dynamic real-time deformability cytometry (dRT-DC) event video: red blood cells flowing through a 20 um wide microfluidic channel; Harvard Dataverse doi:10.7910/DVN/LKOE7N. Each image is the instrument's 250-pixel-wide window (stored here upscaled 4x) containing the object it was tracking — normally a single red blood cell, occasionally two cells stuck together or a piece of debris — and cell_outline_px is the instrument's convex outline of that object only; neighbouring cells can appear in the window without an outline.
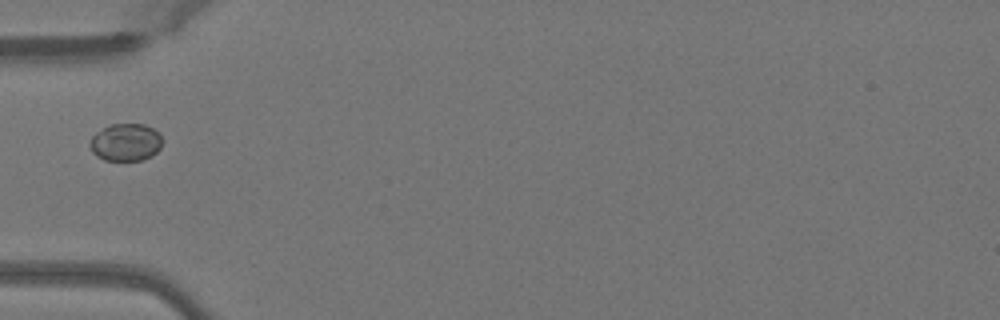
{"species": "Egyptian fruit bat (a non-hibernating species)", "species_latin": "Rousettus aegyptiacus", "temperature_condition": "warm", "stored_images_in_passage": 29, "camera_frame_rate_fps": 3000, "um_per_image_px": 0.085, "animal": {"sex": "female"}, "frame": {"image": 1, "passage_image": 1, "time_ms": 0.0, "image_size_px": [1000, 320], "cell_outline_px": [[164, 140], [160, 148], [152, 156], [144, 160], [104, 160], [96, 156], [92, 152], [88, 144], [92, 136], [96, 132], [112, 124], [144, 124], [152, 128]], "centroid_in_image_um": [10.68, 12.11], "position_along_channel_um": 74.3, "area_um2": 15.9}}
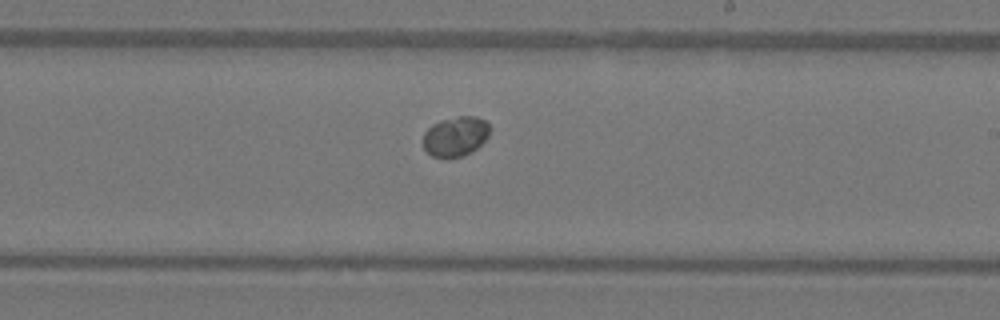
{"frame": {"image": 2, "passage_image": 14, "time_ms": 4.333, "image_size_px": [1000, 320], "cell_outline_px": [[492, 128], [488, 136], [476, 148], [464, 156], [448, 160], [444, 160], [432, 156], [424, 148], [424, 132], [432, 124], [440, 120], [460, 116], [476, 116], [484, 120]], "centroid_in_image_um": [38.71, 11.62], "position_along_channel_um": 250.3, "area_um2": 15.78}}
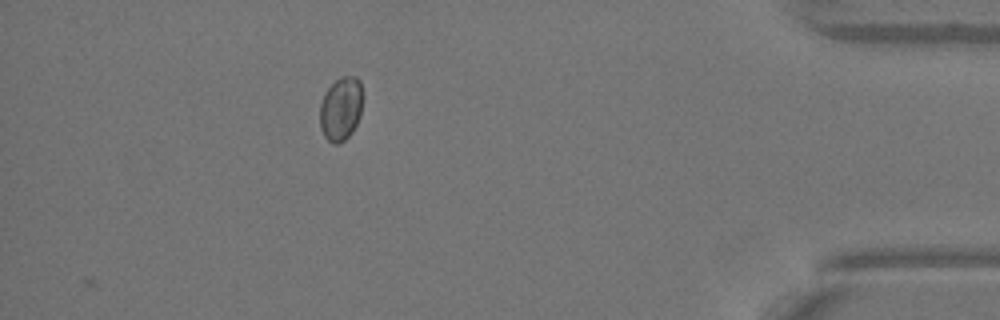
{"frame": {"image": 3, "passage_image": 29, "time_ms": 9.333, "image_size_px": [1000, 320], "cell_outline_px": [[364, 96], [360, 116], [352, 132], [344, 140], [336, 144], [332, 144], [324, 136], [320, 128], [320, 104], [324, 92], [340, 76], [356, 76], [360, 80]], "centroid_in_image_um": [28.99, 9.22], "position_along_channel_um": 406.2, "area_um2": 16.24}}